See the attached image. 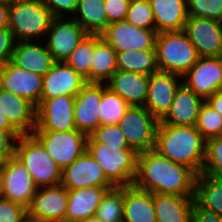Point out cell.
<instances>
[{"label":"cell","mask_w":222,"mask_h":222,"mask_svg":"<svg viewBox=\"0 0 222 222\" xmlns=\"http://www.w3.org/2000/svg\"><path fill=\"white\" fill-rule=\"evenodd\" d=\"M25 222H38V221L27 219Z\"/></svg>","instance_id":"db71d44e"},{"label":"cell","mask_w":222,"mask_h":222,"mask_svg":"<svg viewBox=\"0 0 222 222\" xmlns=\"http://www.w3.org/2000/svg\"><path fill=\"white\" fill-rule=\"evenodd\" d=\"M116 71V51L101 37V34H95V52L90 67V83H106Z\"/></svg>","instance_id":"f546056e"},{"label":"cell","mask_w":222,"mask_h":222,"mask_svg":"<svg viewBox=\"0 0 222 222\" xmlns=\"http://www.w3.org/2000/svg\"><path fill=\"white\" fill-rule=\"evenodd\" d=\"M75 97L61 95L51 99H41L36 107V127L34 131H71L74 122Z\"/></svg>","instance_id":"9c48e42d"},{"label":"cell","mask_w":222,"mask_h":222,"mask_svg":"<svg viewBox=\"0 0 222 222\" xmlns=\"http://www.w3.org/2000/svg\"><path fill=\"white\" fill-rule=\"evenodd\" d=\"M125 20L139 28L156 30L149 0H131Z\"/></svg>","instance_id":"8d00e7d4"},{"label":"cell","mask_w":222,"mask_h":222,"mask_svg":"<svg viewBox=\"0 0 222 222\" xmlns=\"http://www.w3.org/2000/svg\"><path fill=\"white\" fill-rule=\"evenodd\" d=\"M156 32L182 31L189 18L187 0H149Z\"/></svg>","instance_id":"484cf974"},{"label":"cell","mask_w":222,"mask_h":222,"mask_svg":"<svg viewBox=\"0 0 222 222\" xmlns=\"http://www.w3.org/2000/svg\"><path fill=\"white\" fill-rule=\"evenodd\" d=\"M53 17H72L79 0H42Z\"/></svg>","instance_id":"b9f144b4"},{"label":"cell","mask_w":222,"mask_h":222,"mask_svg":"<svg viewBox=\"0 0 222 222\" xmlns=\"http://www.w3.org/2000/svg\"><path fill=\"white\" fill-rule=\"evenodd\" d=\"M182 77L189 89L206 100L222 90V57H200Z\"/></svg>","instance_id":"9a60e30c"},{"label":"cell","mask_w":222,"mask_h":222,"mask_svg":"<svg viewBox=\"0 0 222 222\" xmlns=\"http://www.w3.org/2000/svg\"><path fill=\"white\" fill-rule=\"evenodd\" d=\"M0 88L26 98L37 107L41 101L43 76L21 69L9 61L0 67Z\"/></svg>","instance_id":"2e32d148"},{"label":"cell","mask_w":222,"mask_h":222,"mask_svg":"<svg viewBox=\"0 0 222 222\" xmlns=\"http://www.w3.org/2000/svg\"><path fill=\"white\" fill-rule=\"evenodd\" d=\"M16 40L9 28L0 29V67L11 61Z\"/></svg>","instance_id":"f6af8a7d"},{"label":"cell","mask_w":222,"mask_h":222,"mask_svg":"<svg viewBox=\"0 0 222 222\" xmlns=\"http://www.w3.org/2000/svg\"><path fill=\"white\" fill-rule=\"evenodd\" d=\"M0 110L20 134H32L36 127V106L26 98L0 88Z\"/></svg>","instance_id":"7402d4cb"},{"label":"cell","mask_w":222,"mask_h":222,"mask_svg":"<svg viewBox=\"0 0 222 222\" xmlns=\"http://www.w3.org/2000/svg\"><path fill=\"white\" fill-rule=\"evenodd\" d=\"M80 222H101L99 221L95 216L94 217H90V218H87L85 220H82Z\"/></svg>","instance_id":"f5cc1de1"},{"label":"cell","mask_w":222,"mask_h":222,"mask_svg":"<svg viewBox=\"0 0 222 222\" xmlns=\"http://www.w3.org/2000/svg\"><path fill=\"white\" fill-rule=\"evenodd\" d=\"M0 130L16 131L7 121V118L0 110Z\"/></svg>","instance_id":"681fc988"},{"label":"cell","mask_w":222,"mask_h":222,"mask_svg":"<svg viewBox=\"0 0 222 222\" xmlns=\"http://www.w3.org/2000/svg\"><path fill=\"white\" fill-rule=\"evenodd\" d=\"M196 128L206 141L210 138L221 136L222 115L205 101L201 106Z\"/></svg>","instance_id":"d590c367"},{"label":"cell","mask_w":222,"mask_h":222,"mask_svg":"<svg viewBox=\"0 0 222 222\" xmlns=\"http://www.w3.org/2000/svg\"><path fill=\"white\" fill-rule=\"evenodd\" d=\"M117 53V70L151 75L159 71L155 49L127 50Z\"/></svg>","instance_id":"1f68e13d"},{"label":"cell","mask_w":222,"mask_h":222,"mask_svg":"<svg viewBox=\"0 0 222 222\" xmlns=\"http://www.w3.org/2000/svg\"><path fill=\"white\" fill-rule=\"evenodd\" d=\"M102 97V83H86L75 96V128L85 135H91L100 125L99 105Z\"/></svg>","instance_id":"d6986e66"},{"label":"cell","mask_w":222,"mask_h":222,"mask_svg":"<svg viewBox=\"0 0 222 222\" xmlns=\"http://www.w3.org/2000/svg\"><path fill=\"white\" fill-rule=\"evenodd\" d=\"M114 187H89L68 190L65 222H80L94 217L105 193Z\"/></svg>","instance_id":"cb8c5ba5"},{"label":"cell","mask_w":222,"mask_h":222,"mask_svg":"<svg viewBox=\"0 0 222 222\" xmlns=\"http://www.w3.org/2000/svg\"><path fill=\"white\" fill-rule=\"evenodd\" d=\"M124 187L109 189L100 202L95 217L101 222H123Z\"/></svg>","instance_id":"d6a6232c"},{"label":"cell","mask_w":222,"mask_h":222,"mask_svg":"<svg viewBox=\"0 0 222 222\" xmlns=\"http://www.w3.org/2000/svg\"><path fill=\"white\" fill-rule=\"evenodd\" d=\"M149 76L117 70L106 86L130 106H144L148 93Z\"/></svg>","instance_id":"d4e9b609"},{"label":"cell","mask_w":222,"mask_h":222,"mask_svg":"<svg viewBox=\"0 0 222 222\" xmlns=\"http://www.w3.org/2000/svg\"><path fill=\"white\" fill-rule=\"evenodd\" d=\"M87 143H102L112 147H129L126 137L118 124L100 125L88 136Z\"/></svg>","instance_id":"f35d334b"},{"label":"cell","mask_w":222,"mask_h":222,"mask_svg":"<svg viewBox=\"0 0 222 222\" xmlns=\"http://www.w3.org/2000/svg\"><path fill=\"white\" fill-rule=\"evenodd\" d=\"M156 30L136 27L126 20L108 24L101 37L116 51L155 49Z\"/></svg>","instance_id":"7c38bea8"},{"label":"cell","mask_w":222,"mask_h":222,"mask_svg":"<svg viewBox=\"0 0 222 222\" xmlns=\"http://www.w3.org/2000/svg\"><path fill=\"white\" fill-rule=\"evenodd\" d=\"M195 196L154 194L157 222H192Z\"/></svg>","instance_id":"4316f807"},{"label":"cell","mask_w":222,"mask_h":222,"mask_svg":"<svg viewBox=\"0 0 222 222\" xmlns=\"http://www.w3.org/2000/svg\"><path fill=\"white\" fill-rule=\"evenodd\" d=\"M3 198L28 208L38 189L28 170L15 157L3 163Z\"/></svg>","instance_id":"ac0fdd59"},{"label":"cell","mask_w":222,"mask_h":222,"mask_svg":"<svg viewBox=\"0 0 222 222\" xmlns=\"http://www.w3.org/2000/svg\"><path fill=\"white\" fill-rule=\"evenodd\" d=\"M88 35L72 17H54L44 40L56 62H64Z\"/></svg>","instance_id":"30bf717a"},{"label":"cell","mask_w":222,"mask_h":222,"mask_svg":"<svg viewBox=\"0 0 222 222\" xmlns=\"http://www.w3.org/2000/svg\"><path fill=\"white\" fill-rule=\"evenodd\" d=\"M202 173L222 178V135L206 141V158Z\"/></svg>","instance_id":"74e56055"},{"label":"cell","mask_w":222,"mask_h":222,"mask_svg":"<svg viewBox=\"0 0 222 222\" xmlns=\"http://www.w3.org/2000/svg\"><path fill=\"white\" fill-rule=\"evenodd\" d=\"M68 204V190L61 184L37 189L27 218L38 222H65Z\"/></svg>","instance_id":"8fae6325"},{"label":"cell","mask_w":222,"mask_h":222,"mask_svg":"<svg viewBox=\"0 0 222 222\" xmlns=\"http://www.w3.org/2000/svg\"><path fill=\"white\" fill-rule=\"evenodd\" d=\"M183 83V77L158 71L149 75L148 93L144 107L160 120L169 110L176 90Z\"/></svg>","instance_id":"e0dca14e"},{"label":"cell","mask_w":222,"mask_h":222,"mask_svg":"<svg viewBox=\"0 0 222 222\" xmlns=\"http://www.w3.org/2000/svg\"><path fill=\"white\" fill-rule=\"evenodd\" d=\"M32 135L44 146L62 170L87 150L88 136L77 129L60 132L33 131Z\"/></svg>","instance_id":"52a82bcc"},{"label":"cell","mask_w":222,"mask_h":222,"mask_svg":"<svg viewBox=\"0 0 222 222\" xmlns=\"http://www.w3.org/2000/svg\"><path fill=\"white\" fill-rule=\"evenodd\" d=\"M11 62L17 67L44 76L56 63L44 41L16 42Z\"/></svg>","instance_id":"603a6c76"},{"label":"cell","mask_w":222,"mask_h":222,"mask_svg":"<svg viewBox=\"0 0 222 222\" xmlns=\"http://www.w3.org/2000/svg\"><path fill=\"white\" fill-rule=\"evenodd\" d=\"M42 0H22L9 5L8 28L19 41H44L53 20Z\"/></svg>","instance_id":"3957f363"},{"label":"cell","mask_w":222,"mask_h":222,"mask_svg":"<svg viewBox=\"0 0 222 222\" xmlns=\"http://www.w3.org/2000/svg\"><path fill=\"white\" fill-rule=\"evenodd\" d=\"M87 151L100 164L115 187L131 186L137 174L138 153L130 147H112L87 143Z\"/></svg>","instance_id":"8992f818"},{"label":"cell","mask_w":222,"mask_h":222,"mask_svg":"<svg viewBox=\"0 0 222 222\" xmlns=\"http://www.w3.org/2000/svg\"><path fill=\"white\" fill-rule=\"evenodd\" d=\"M197 174L151 149L138 153L133 185L153 194L195 196Z\"/></svg>","instance_id":"6da1fadb"},{"label":"cell","mask_w":222,"mask_h":222,"mask_svg":"<svg viewBox=\"0 0 222 222\" xmlns=\"http://www.w3.org/2000/svg\"><path fill=\"white\" fill-rule=\"evenodd\" d=\"M155 51L159 71L180 76H183L200 58L183 30L157 33Z\"/></svg>","instance_id":"5b68a950"},{"label":"cell","mask_w":222,"mask_h":222,"mask_svg":"<svg viewBox=\"0 0 222 222\" xmlns=\"http://www.w3.org/2000/svg\"><path fill=\"white\" fill-rule=\"evenodd\" d=\"M3 190H4L3 163H0V199L3 198Z\"/></svg>","instance_id":"f907efd6"},{"label":"cell","mask_w":222,"mask_h":222,"mask_svg":"<svg viewBox=\"0 0 222 222\" xmlns=\"http://www.w3.org/2000/svg\"><path fill=\"white\" fill-rule=\"evenodd\" d=\"M205 99L182 83L176 90L174 100L160 123L174 126H196Z\"/></svg>","instance_id":"44dd1931"},{"label":"cell","mask_w":222,"mask_h":222,"mask_svg":"<svg viewBox=\"0 0 222 222\" xmlns=\"http://www.w3.org/2000/svg\"><path fill=\"white\" fill-rule=\"evenodd\" d=\"M19 136L17 131L0 130V163L14 157L15 144Z\"/></svg>","instance_id":"ee69618b"},{"label":"cell","mask_w":222,"mask_h":222,"mask_svg":"<svg viewBox=\"0 0 222 222\" xmlns=\"http://www.w3.org/2000/svg\"><path fill=\"white\" fill-rule=\"evenodd\" d=\"M195 204L204 211L222 216V178L198 174L195 180Z\"/></svg>","instance_id":"f1b7e54d"},{"label":"cell","mask_w":222,"mask_h":222,"mask_svg":"<svg viewBox=\"0 0 222 222\" xmlns=\"http://www.w3.org/2000/svg\"><path fill=\"white\" fill-rule=\"evenodd\" d=\"M72 18L88 34H101L109 24L104 0H79Z\"/></svg>","instance_id":"4dcf8cb0"},{"label":"cell","mask_w":222,"mask_h":222,"mask_svg":"<svg viewBox=\"0 0 222 222\" xmlns=\"http://www.w3.org/2000/svg\"><path fill=\"white\" fill-rule=\"evenodd\" d=\"M86 83V78L65 62H56L43 76L41 99H51L61 95L75 97Z\"/></svg>","instance_id":"ffe728a7"},{"label":"cell","mask_w":222,"mask_h":222,"mask_svg":"<svg viewBox=\"0 0 222 222\" xmlns=\"http://www.w3.org/2000/svg\"><path fill=\"white\" fill-rule=\"evenodd\" d=\"M61 185L67 190L89 187H115L107 179L100 164L87 150L63 169Z\"/></svg>","instance_id":"5bb4252c"},{"label":"cell","mask_w":222,"mask_h":222,"mask_svg":"<svg viewBox=\"0 0 222 222\" xmlns=\"http://www.w3.org/2000/svg\"><path fill=\"white\" fill-rule=\"evenodd\" d=\"M220 115H222V90L216 91L212 96L205 100Z\"/></svg>","instance_id":"7dc6e473"},{"label":"cell","mask_w":222,"mask_h":222,"mask_svg":"<svg viewBox=\"0 0 222 222\" xmlns=\"http://www.w3.org/2000/svg\"><path fill=\"white\" fill-rule=\"evenodd\" d=\"M14 157L25 166L38 188L61 184L63 170L32 134L17 138Z\"/></svg>","instance_id":"277c9868"},{"label":"cell","mask_w":222,"mask_h":222,"mask_svg":"<svg viewBox=\"0 0 222 222\" xmlns=\"http://www.w3.org/2000/svg\"><path fill=\"white\" fill-rule=\"evenodd\" d=\"M159 120L144 106H130L119 121L130 148L137 153L154 149Z\"/></svg>","instance_id":"ba28073f"},{"label":"cell","mask_w":222,"mask_h":222,"mask_svg":"<svg viewBox=\"0 0 222 222\" xmlns=\"http://www.w3.org/2000/svg\"><path fill=\"white\" fill-rule=\"evenodd\" d=\"M123 222H157L154 207V194L124 186Z\"/></svg>","instance_id":"83f0119b"},{"label":"cell","mask_w":222,"mask_h":222,"mask_svg":"<svg viewBox=\"0 0 222 222\" xmlns=\"http://www.w3.org/2000/svg\"><path fill=\"white\" fill-rule=\"evenodd\" d=\"M9 6L0 4V29L8 28Z\"/></svg>","instance_id":"c3c4849f"},{"label":"cell","mask_w":222,"mask_h":222,"mask_svg":"<svg viewBox=\"0 0 222 222\" xmlns=\"http://www.w3.org/2000/svg\"><path fill=\"white\" fill-rule=\"evenodd\" d=\"M131 0H104L108 22L125 20Z\"/></svg>","instance_id":"7bdbcfd3"},{"label":"cell","mask_w":222,"mask_h":222,"mask_svg":"<svg viewBox=\"0 0 222 222\" xmlns=\"http://www.w3.org/2000/svg\"><path fill=\"white\" fill-rule=\"evenodd\" d=\"M95 52V34H88L64 61L90 83V67Z\"/></svg>","instance_id":"e575fe53"},{"label":"cell","mask_w":222,"mask_h":222,"mask_svg":"<svg viewBox=\"0 0 222 222\" xmlns=\"http://www.w3.org/2000/svg\"><path fill=\"white\" fill-rule=\"evenodd\" d=\"M19 1H22V0H0V4L9 6L12 4H16Z\"/></svg>","instance_id":"816d5d0a"},{"label":"cell","mask_w":222,"mask_h":222,"mask_svg":"<svg viewBox=\"0 0 222 222\" xmlns=\"http://www.w3.org/2000/svg\"><path fill=\"white\" fill-rule=\"evenodd\" d=\"M130 105L118 94L102 83V97L99 105L101 125L119 124Z\"/></svg>","instance_id":"836d02e7"},{"label":"cell","mask_w":222,"mask_h":222,"mask_svg":"<svg viewBox=\"0 0 222 222\" xmlns=\"http://www.w3.org/2000/svg\"><path fill=\"white\" fill-rule=\"evenodd\" d=\"M183 31L199 57H222V22L189 16Z\"/></svg>","instance_id":"4fadbf2b"},{"label":"cell","mask_w":222,"mask_h":222,"mask_svg":"<svg viewBox=\"0 0 222 222\" xmlns=\"http://www.w3.org/2000/svg\"><path fill=\"white\" fill-rule=\"evenodd\" d=\"M27 208L5 198L0 199V222H25Z\"/></svg>","instance_id":"60d3db41"},{"label":"cell","mask_w":222,"mask_h":222,"mask_svg":"<svg viewBox=\"0 0 222 222\" xmlns=\"http://www.w3.org/2000/svg\"><path fill=\"white\" fill-rule=\"evenodd\" d=\"M188 15L222 22V0H187Z\"/></svg>","instance_id":"ab89813d"},{"label":"cell","mask_w":222,"mask_h":222,"mask_svg":"<svg viewBox=\"0 0 222 222\" xmlns=\"http://www.w3.org/2000/svg\"><path fill=\"white\" fill-rule=\"evenodd\" d=\"M192 222H222V216L204 211L195 204L193 207Z\"/></svg>","instance_id":"bcb514c9"},{"label":"cell","mask_w":222,"mask_h":222,"mask_svg":"<svg viewBox=\"0 0 222 222\" xmlns=\"http://www.w3.org/2000/svg\"><path fill=\"white\" fill-rule=\"evenodd\" d=\"M154 150L173 162L188 166L197 175L202 173L206 140L196 126H174L159 122Z\"/></svg>","instance_id":"7a4b0ae2"}]
</instances>
